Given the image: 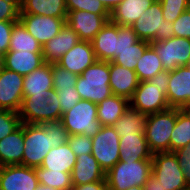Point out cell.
<instances>
[{"instance_id": "cell-31", "label": "cell", "mask_w": 190, "mask_h": 190, "mask_svg": "<svg viewBox=\"0 0 190 190\" xmlns=\"http://www.w3.org/2000/svg\"><path fill=\"white\" fill-rule=\"evenodd\" d=\"M29 51L32 53H42L41 44L35 39L18 21L14 24L11 33L10 46L8 51Z\"/></svg>"}, {"instance_id": "cell-42", "label": "cell", "mask_w": 190, "mask_h": 190, "mask_svg": "<svg viewBox=\"0 0 190 190\" xmlns=\"http://www.w3.org/2000/svg\"><path fill=\"white\" fill-rule=\"evenodd\" d=\"M20 0H0V21H19Z\"/></svg>"}, {"instance_id": "cell-29", "label": "cell", "mask_w": 190, "mask_h": 190, "mask_svg": "<svg viewBox=\"0 0 190 190\" xmlns=\"http://www.w3.org/2000/svg\"><path fill=\"white\" fill-rule=\"evenodd\" d=\"M129 106L127 98L112 94L97 104V119L102 126H112Z\"/></svg>"}, {"instance_id": "cell-50", "label": "cell", "mask_w": 190, "mask_h": 190, "mask_svg": "<svg viewBox=\"0 0 190 190\" xmlns=\"http://www.w3.org/2000/svg\"><path fill=\"white\" fill-rule=\"evenodd\" d=\"M36 190H58V189H55V188H50L49 186H45V185H38Z\"/></svg>"}, {"instance_id": "cell-17", "label": "cell", "mask_w": 190, "mask_h": 190, "mask_svg": "<svg viewBox=\"0 0 190 190\" xmlns=\"http://www.w3.org/2000/svg\"><path fill=\"white\" fill-rule=\"evenodd\" d=\"M96 61L92 42L80 40L61 57L57 64L76 75H81L88 66Z\"/></svg>"}, {"instance_id": "cell-18", "label": "cell", "mask_w": 190, "mask_h": 190, "mask_svg": "<svg viewBox=\"0 0 190 190\" xmlns=\"http://www.w3.org/2000/svg\"><path fill=\"white\" fill-rule=\"evenodd\" d=\"M79 41L78 34L65 23L58 34L42 47L45 63H57Z\"/></svg>"}, {"instance_id": "cell-19", "label": "cell", "mask_w": 190, "mask_h": 190, "mask_svg": "<svg viewBox=\"0 0 190 190\" xmlns=\"http://www.w3.org/2000/svg\"><path fill=\"white\" fill-rule=\"evenodd\" d=\"M54 91L52 64L45 63L24 76L23 96H44L47 98Z\"/></svg>"}, {"instance_id": "cell-41", "label": "cell", "mask_w": 190, "mask_h": 190, "mask_svg": "<svg viewBox=\"0 0 190 190\" xmlns=\"http://www.w3.org/2000/svg\"><path fill=\"white\" fill-rule=\"evenodd\" d=\"M67 142L76 156L92 154V137L84 134L69 135Z\"/></svg>"}, {"instance_id": "cell-5", "label": "cell", "mask_w": 190, "mask_h": 190, "mask_svg": "<svg viewBox=\"0 0 190 190\" xmlns=\"http://www.w3.org/2000/svg\"><path fill=\"white\" fill-rule=\"evenodd\" d=\"M131 27L140 40L147 42H160L174 37L172 23L163 18L159 0H155Z\"/></svg>"}, {"instance_id": "cell-37", "label": "cell", "mask_w": 190, "mask_h": 190, "mask_svg": "<svg viewBox=\"0 0 190 190\" xmlns=\"http://www.w3.org/2000/svg\"><path fill=\"white\" fill-rule=\"evenodd\" d=\"M163 18L173 23L183 12L190 8V0H159Z\"/></svg>"}, {"instance_id": "cell-44", "label": "cell", "mask_w": 190, "mask_h": 190, "mask_svg": "<svg viewBox=\"0 0 190 190\" xmlns=\"http://www.w3.org/2000/svg\"><path fill=\"white\" fill-rule=\"evenodd\" d=\"M174 36L190 39V8L183 12L173 23Z\"/></svg>"}, {"instance_id": "cell-14", "label": "cell", "mask_w": 190, "mask_h": 190, "mask_svg": "<svg viewBox=\"0 0 190 190\" xmlns=\"http://www.w3.org/2000/svg\"><path fill=\"white\" fill-rule=\"evenodd\" d=\"M66 18H55L51 16L20 14L19 21L26 30L43 47L46 42L55 37L64 26Z\"/></svg>"}, {"instance_id": "cell-48", "label": "cell", "mask_w": 190, "mask_h": 190, "mask_svg": "<svg viewBox=\"0 0 190 190\" xmlns=\"http://www.w3.org/2000/svg\"><path fill=\"white\" fill-rule=\"evenodd\" d=\"M143 187L144 190H163L159 180L156 179L153 174L148 177L147 183H145Z\"/></svg>"}, {"instance_id": "cell-51", "label": "cell", "mask_w": 190, "mask_h": 190, "mask_svg": "<svg viewBox=\"0 0 190 190\" xmlns=\"http://www.w3.org/2000/svg\"><path fill=\"white\" fill-rule=\"evenodd\" d=\"M127 190H144L143 186H132L128 188Z\"/></svg>"}, {"instance_id": "cell-23", "label": "cell", "mask_w": 190, "mask_h": 190, "mask_svg": "<svg viewBox=\"0 0 190 190\" xmlns=\"http://www.w3.org/2000/svg\"><path fill=\"white\" fill-rule=\"evenodd\" d=\"M71 177L72 185H80L102 181L106 178V173L92 154L83 153L77 156Z\"/></svg>"}, {"instance_id": "cell-40", "label": "cell", "mask_w": 190, "mask_h": 190, "mask_svg": "<svg viewBox=\"0 0 190 190\" xmlns=\"http://www.w3.org/2000/svg\"><path fill=\"white\" fill-rule=\"evenodd\" d=\"M21 124L18 113L0 109V140L18 129Z\"/></svg>"}, {"instance_id": "cell-8", "label": "cell", "mask_w": 190, "mask_h": 190, "mask_svg": "<svg viewBox=\"0 0 190 190\" xmlns=\"http://www.w3.org/2000/svg\"><path fill=\"white\" fill-rule=\"evenodd\" d=\"M61 122L68 135L84 134L93 137L102 127L97 119V104L83 99L63 113Z\"/></svg>"}, {"instance_id": "cell-28", "label": "cell", "mask_w": 190, "mask_h": 190, "mask_svg": "<svg viewBox=\"0 0 190 190\" xmlns=\"http://www.w3.org/2000/svg\"><path fill=\"white\" fill-rule=\"evenodd\" d=\"M20 14L66 18V0H20Z\"/></svg>"}, {"instance_id": "cell-15", "label": "cell", "mask_w": 190, "mask_h": 190, "mask_svg": "<svg viewBox=\"0 0 190 190\" xmlns=\"http://www.w3.org/2000/svg\"><path fill=\"white\" fill-rule=\"evenodd\" d=\"M109 20L110 15L79 10L68 12L65 23L78 34L80 40L91 42Z\"/></svg>"}, {"instance_id": "cell-9", "label": "cell", "mask_w": 190, "mask_h": 190, "mask_svg": "<svg viewBox=\"0 0 190 190\" xmlns=\"http://www.w3.org/2000/svg\"><path fill=\"white\" fill-rule=\"evenodd\" d=\"M153 176L163 190H185L188 186L174 152H157L152 155Z\"/></svg>"}, {"instance_id": "cell-3", "label": "cell", "mask_w": 190, "mask_h": 190, "mask_svg": "<svg viewBox=\"0 0 190 190\" xmlns=\"http://www.w3.org/2000/svg\"><path fill=\"white\" fill-rule=\"evenodd\" d=\"M109 81V62L97 60L78 75L75 87L81 99L98 104L113 94Z\"/></svg>"}, {"instance_id": "cell-33", "label": "cell", "mask_w": 190, "mask_h": 190, "mask_svg": "<svg viewBox=\"0 0 190 190\" xmlns=\"http://www.w3.org/2000/svg\"><path fill=\"white\" fill-rule=\"evenodd\" d=\"M163 70L162 61L158 57L155 49L149 45L142 57L137 60L135 72L139 81H148Z\"/></svg>"}, {"instance_id": "cell-2", "label": "cell", "mask_w": 190, "mask_h": 190, "mask_svg": "<svg viewBox=\"0 0 190 190\" xmlns=\"http://www.w3.org/2000/svg\"><path fill=\"white\" fill-rule=\"evenodd\" d=\"M168 81L169 71L163 70L150 80L139 82L133 97L129 100L130 106L146 115L171 108L166 98Z\"/></svg>"}, {"instance_id": "cell-20", "label": "cell", "mask_w": 190, "mask_h": 190, "mask_svg": "<svg viewBox=\"0 0 190 190\" xmlns=\"http://www.w3.org/2000/svg\"><path fill=\"white\" fill-rule=\"evenodd\" d=\"M109 74L112 93L130 100L139 85V79L134 70L109 62Z\"/></svg>"}, {"instance_id": "cell-6", "label": "cell", "mask_w": 190, "mask_h": 190, "mask_svg": "<svg viewBox=\"0 0 190 190\" xmlns=\"http://www.w3.org/2000/svg\"><path fill=\"white\" fill-rule=\"evenodd\" d=\"M18 114L22 123L42 124L61 121V105L57 92L54 91L47 98L44 96H23Z\"/></svg>"}, {"instance_id": "cell-13", "label": "cell", "mask_w": 190, "mask_h": 190, "mask_svg": "<svg viewBox=\"0 0 190 190\" xmlns=\"http://www.w3.org/2000/svg\"><path fill=\"white\" fill-rule=\"evenodd\" d=\"M166 98L171 108L190 109V68L188 66H179L169 71Z\"/></svg>"}, {"instance_id": "cell-38", "label": "cell", "mask_w": 190, "mask_h": 190, "mask_svg": "<svg viewBox=\"0 0 190 190\" xmlns=\"http://www.w3.org/2000/svg\"><path fill=\"white\" fill-rule=\"evenodd\" d=\"M139 40L131 26L118 25L117 55L126 50H138Z\"/></svg>"}, {"instance_id": "cell-11", "label": "cell", "mask_w": 190, "mask_h": 190, "mask_svg": "<svg viewBox=\"0 0 190 190\" xmlns=\"http://www.w3.org/2000/svg\"><path fill=\"white\" fill-rule=\"evenodd\" d=\"M162 61L164 70L172 71L179 66H187L190 60V39L172 37L160 42H150Z\"/></svg>"}, {"instance_id": "cell-45", "label": "cell", "mask_w": 190, "mask_h": 190, "mask_svg": "<svg viewBox=\"0 0 190 190\" xmlns=\"http://www.w3.org/2000/svg\"><path fill=\"white\" fill-rule=\"evenodd\" d=\"M174 154L178 158V164L183 172L185 181L190 184V143L174 151Z\"/></svg>"}, {"instance_id": "cell-30", "label": "cell", "mask_w": 190, "mask_h": 190, "mask_svg": "<svg viewBox=\"0 0 190 190\" xmlns=\"http://www.w3.org/2000/svg\"><path fill=\"white\" fill-rule=\"evenodd\" d=\"M147 115L129 106L124 114L112 125L119 137L144 134Z\"/></svg>"}, {"instance_id": "cell-52", "label": "cell", "mask_w": 190, "mask_h": 190, "mask_svg": "<svg viewBox=\"0 0 190 190\" xmlns=\"http://www.w3.org/2000/svg\"><path fill=\"white\" fill-rule=\"evenodd\" d=\"M2 66V56L0 55V67Z\"/></svg>"}, {"instance_id": "cell-10", "label": "cell", "mask_w": 190, "mask_h": 190, "mask_svg": "<svg viewBox=\"0 0 190 190\" xmlns=\"http://www.w3.org/2000/svg\"><path fill=\"white\" fill-rule=\"evenodd\" d=\"M120 137L112 126H102L92 137V155L107 173L119 160Z\"/></svg>"}, {"instance_id": "cell-4", "label": "cell", "mask_w": 190, "mask_h": 190, "mask_svg": "<svg viewBox=\"0 0 190 190\" xmlns=\"http://www.w3.org/2000/svg\"><path fill=\"white\" fill-rule=\"evenodd\" d=\"M152 172V159L138 161L119 160L107 173L109 190H127L132 186H144Z\"/></svg>"}, {"instance_id": "cell-25", "label": "cell", "mask_w": 190, "mask_h": 190, "mask_svg": "<svg viewBox=\"0 0 190 190\" xmlns=\"http://www.w3.org/2000/svg\"><path fill=\"white\" fill-rule=\"evenodd\" d=\"M155 0H123L110 12V21L117 25L131 26Z\"/></svg>"}, {"instance_id": "cell-21", "label": "cell", "mask_w": 190, "mask_h": 190, "mask_svg": "<svg viewBox=\"0 0 190 190\" xmlns=\"http://www.w3.org/2000/svg\"><path fill=\"white\" fill-rule=\"evenodd\" d=\"M118 25L110 20L91 41L98 61L111 62L117 56Z\"/></svg>"}, {"instance_id": "cell-53", "label": "cell", "mask_w": 190, "mask_h": 190, "mask_svg": "<svg viewBox=\"0 0 190 190\" xmlns=\"http://www.w3.org/2000/svg\"><path fill=\"white\" fill-rule=\"evenodd\" d=\"M185 190H190V184H188Z\"/></svg>"}, {"instance_id": "cell-26", "label": "cell", "mask_w": 190, "mask_h": 190, "mask_svg": "<svg viewBox=\"0 0 190 190\" xmlns=\"http://www.w3.org/2000/svg\"><path fill=\"white\" fill-rule=\"evenodd\" d=\"M77 156L72 151L68 142L58 147H52L44 157L40 167L52 171L72 173Z\"/></svg>"}, {"instance_id": "cell-7", "label": "cell", "mask_w": 190, "mask_h": 190, "mask_svg": "<svg viewBox=\"0 0 190 190\" xmlns=\"http://www.w3.org/2000/svg\"><path fill=\"white\" fill-rule=\"evenodd\" d=\"M177 118V108L147 115L145 138L150 151L170 152V138Z\"/></svg>"}, {"instance_id": "cell-36", "label": "cell", "mask_w": 190, "mask_h": 190, "mask_svg": "<svg viewBox=\"0 0 190 190\" xmlns=\"http://www.w3.org/2000/svg\"><path fill=\"white\" fill-rule=\"evenodd\" d=\"M53 88L54 89H71L76 86L78 75L59 66L57 63L52 64Z\"/></svg>"}, {"instance_id": "cell-32", "label": "cell", "mask_w": 190, "mask_h": 190, "mask_svg": "<svg viewBox=\"0 0 190 190\" xmlns=\"http://www.w3.org/2000/svg\"><path fill=\"white\" fill-rule=\"evenodd\" d=\"M190 143V109H178L174 129L170 138V152Z\"/></svg>"}, {"instance_id": "cell-22", "label": "cell", "mask_w": 190, "mask_h": 190, "mask_svg": "<svg viewBox=\"0 0 190 190\" xmlns=\"http://www.w3.org/2000/svg\"><path fill=\"white\" fill-rule=\"evenodd\" d=\"M45 64L43 53L29 51H7L2 56V66L8 70L26 76Z\"/></svg>"}, {"instance_id": "cell-1", "label": "cell", "mask_w": 190, "mask_h": 190, "mask_svg": "<svg viewBox=\"0 0 190 190\" xmlns=\"http://www.w3.org/2000/svg\"><path fill=\"white\" fill-rule=\"evenodd\" d=\"M68 133L61 121L42 124L24 123V152L22 165L40 167L52 147L68 141Z\"/></svg>"}, {"instance_id": "cell-12", "label": "cell", "mask_w": 190, "mask_h": 190, "mask_svg": "<svg viewBox=\"0 0 190 190\" xmlns=\"http://www.w3.org/2000/svg\"><path fill=\"white\" fill-rule=\"evenodd\" d=\"M24 76L0 67V109L18 113L23 99Z\"/></svg>"}, {"instance_id": "cell-24", "label": "cell", "mask_w": 190, "mask_h": 190, "mask_svg": "<svg viewBox=\"0 0 190 190\" xmlns=\"http://www.w3.org/2000/svg\"><path fill=\"white\" fill-rule=\"evenodd\" d=\"M24 152V123L11 134L0 140V167L22 165Z\"/></svg>"}, {"instance_id": "cell-46", "label": "cell", "mask_w": 190, "mask_h": 190, "mask_svg": "<svg viewBox=\"0 0 190 190\" xmlns=\"http://www.w3.org/2000/svg\"><path fill=\"white\" fill-rule=\"evenodd\" d=\"M18 21H0V55L3 56L9 49L12 28Z\"/></svg>"}, {"instance_id": "cell-47", "label": "cell", "mask_w": 190, "mask_h": 190, "mask_svg": "<svg viewBox=\"0 0 190 190\" xmlns=\"http://www.w3.org/2000/svg\"><path fill=\"white\" fill-rule=\"evenodd\" d=\"M71 190H109L106 178L102 181L90 182L86 184L73 185Z\"/></svg>"}, {"instance_id": "cell-16", "label": "cell", "mask_w": 190, "mask_h": 190, "mask_svg": "<svg viewBox=\"0 0 190 190\" xmlns=\"http://www.w3.org/2000/svg\"><path fill=\"white\" fill-rule=\"evenodd\" d=\"M38 185L34 168L21 164L0 167V190H36Z\"/></svg>"}, {"instance_id": "cell-34", "label": "cell", "mask_w": 190, "mask_h": 190, "mask_svg": "<svg viewBox=\"0 0 190 190\" xmlns=\"http://www.w3.org/2000/svg\"><path fill=\"white\" fill-rule=\"evenodd\" d=\"M34 171L40 185L49 186L58 190H71L73 186L71 173L56 172L43 167H35Z\"/></svg>"}, {"instance_id": "cell-49", "label": "cell", "mask_w": 190, "mask_h": 190, "mask_svg": "<svg viewBox=\"0 0 190 190\" xmlns=\"http://www.w3.org/2000/svg\"><path fill=\"white\" fill-rule=\"evenodd\" d=\"M104 7L109 11L112 12L123 0H100Z\"/></svg>"}, {"instance_id": "cell-27", "label": "cell", "mask_w": 190, "mask_h": 190, "mask_svg": "<svg viewBox=\"0 0 190 190\" xmlns=\"http://www.w3.org/2000/svg\"><path fill=\"white\" fill-rule=\"evenodd\" d=\"M120 160L138 161L143 159H152L153 153L148 147L144 134H135L120 137Z\"/></svg>"}, {"instance_id": "cell-35", "label": "cell", "mask_w": 190, "mask_h": 190, "mask_svg": "<svg viewBox=\"0 0 190 190\" xmlns=\"http://www.w3.org/2000/svg\"><path fill=\"white\" fill-rule=\"evenodd\" d=\"M149 45L150 42L139 40L138 50L122 51L112 60V62L125 68H128L129 70L135 71L137 60L142 57L143 53Z\"/></svg>"}, {"instance_id": "cell-43", "label": "cell", "mask_w": 190, "mask_h": 190, "mask_svg": "<svg viewBox=\"0 0 190 190\" xmlns=\"http://www.w3.org/2000/svg\"><path fill=\"white\" fill-rule=\"evenodd\" d=\"M57 92L59 103L61 105V113L73 108L76 103L81 100L80 94L76 91V87L71 89H54Z\"/></svg>"}, {"instance_id": "cell-39", "label": "cell", "mask_w": 190, "mask_h": 190, "mask_svg": "<svg viewBox=\"0 0 190 190\" xmlns=\"http://www.w3.org/2000/svg\"><path fill=\"white\" fill-rule=\"evenodd\" d=\"M68 12L84 10L98 15H110L100 0H66Z\"/></svg>"}]
</instances>
